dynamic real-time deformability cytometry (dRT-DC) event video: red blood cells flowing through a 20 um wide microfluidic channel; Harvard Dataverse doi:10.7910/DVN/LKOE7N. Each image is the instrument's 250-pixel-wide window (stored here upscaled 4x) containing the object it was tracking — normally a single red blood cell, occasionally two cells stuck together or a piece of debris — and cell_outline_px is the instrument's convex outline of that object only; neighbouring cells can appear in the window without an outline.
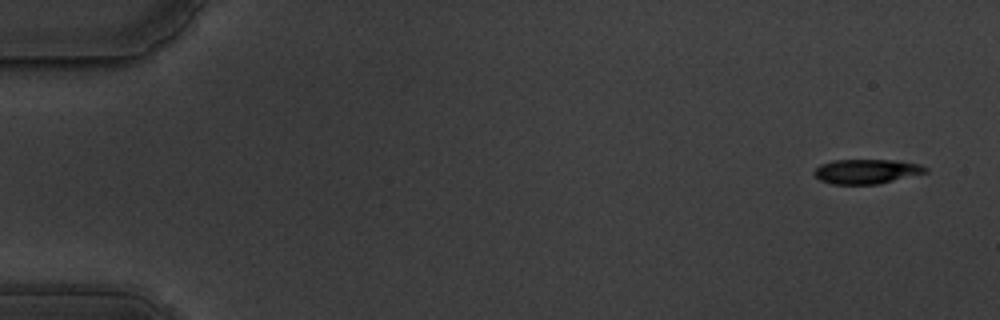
{"species": "common noctule bat (a hibernating species)", "species_latin": "Nyctalus noctula", "temperature_condition": "warm", "stored_images_in_passage": 58, "camera_frame_rate_fps": 3000, "um_per_image_px": 0.085, "animal": {"sex": "male", "body_mass_g": 19.5, "forearm_length_mm": 54.6}, "frame": {"image": 1, "passage_image": 3, "time_ms": 0.667, "image_size_px": [1000, 320], "cell_outline_px": [[928, 172], [880, 184], [832, 184], [820, 180], [812, 172], [820, 164], [832, 160], [896, 160], [920, 164], [928, 168]], "centroid_in_image_um": [73.66, 14.57], "position_along_channel_um": 11.3, "area_um2": 16.07}}
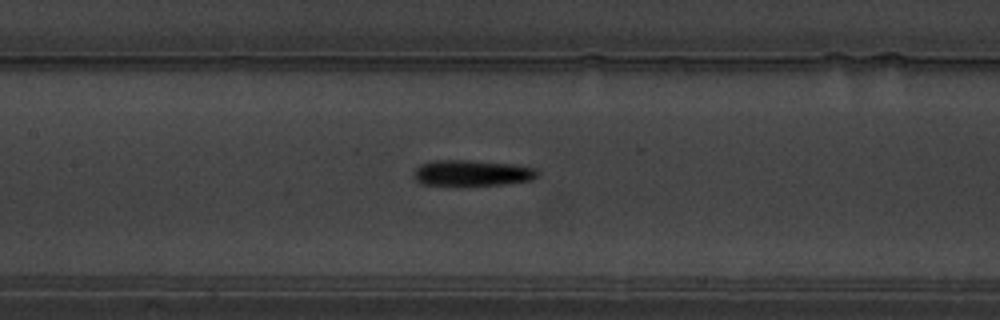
{"frame": {"image": 2, "passage_image": 28, "time_ms": 9.0, "image_size_px": [1000, 320], "cell_outline_px": [[540, 176], [532, 180], [504, 184], [420, 184], [412, 176], [416, 168], [420, 164], [432, 160], [468, 160], [512, 164], [536, 168], [540, 172]], "centroid_in_image_um": [40.15, 14.68], "position_along_channel_um": 167.3, "area_um2": 18.55}}
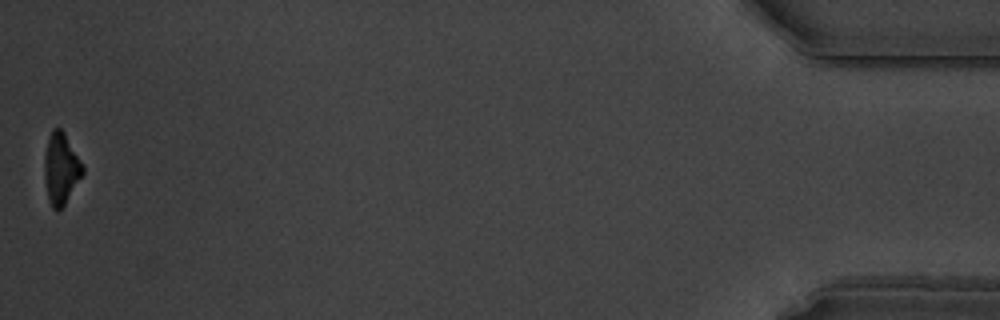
{"frame": {"image": 3, "passage_image": 58, "time_ms": 19.0, "image_size_px": [1000, 320], "cell_outline_px": [[84, 172], [64, 204], [56, 212], [52, 208], [48, 200], [44, 176], [44, 156], [48, 140], [52, 128], [60, 128], [64, 132], [84, 164]], "centroid_in_image_um": [5.18, 14.32], "position_along_channel_um": 430.0, "area_um2": 15.9}, "authors_computed_cell_mechanics": {"area_um2": 17.4556, "velocity_mm_per_s": 3.5308, "shape_relaxation_time_tau1_ms": 4.0276, "shape_relaxation_time_tau2_ms": 9.181, "deformation_change_tau1": 0.2011, "deformation_change_tau2": 0.2184}}